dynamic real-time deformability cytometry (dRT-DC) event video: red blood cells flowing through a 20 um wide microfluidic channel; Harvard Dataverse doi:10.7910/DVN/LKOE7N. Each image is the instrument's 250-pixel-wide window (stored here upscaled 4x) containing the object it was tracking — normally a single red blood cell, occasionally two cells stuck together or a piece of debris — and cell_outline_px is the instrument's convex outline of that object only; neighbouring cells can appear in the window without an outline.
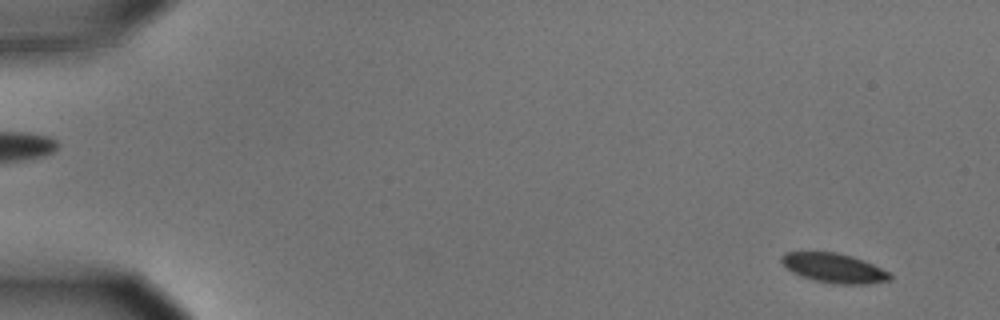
{"species": "common noctule bat (a hibernating species)", "species_latin": "Nyctalus noctula", "temperature_condition": "cold", "stored_images_in_passage": 52, "camera_frame_rate_fps": 3000, "um_per_image_px": 0.085, "animal": {"sex": "male", "body_mass_g": 15.6}, "frame": {"image": 1, "passage_image": 4, "time_ms": 1.0, "image_size_px": [1000, 320], "cell_outline_px": [[892, 276], [888, 280], [868, 284], [836, 284], [812, 280], [792, 272], [784, 268], [780, 260], [780, 256], [784, 252], [836, 252], [852, 256], [872, 264], [888, 272]], "centroid_in_image_um": [70.81, 22.78], "position_along_channel_um": 14.2, "area_um2": 18.61}}
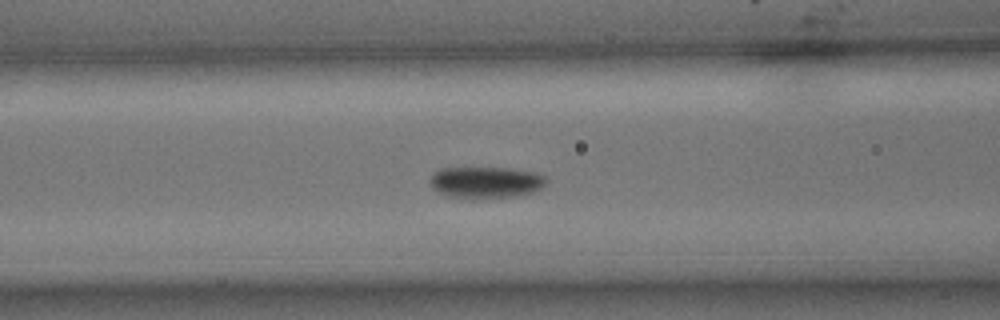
{"frame": {"image": 2, "passage_image": 24, "time_ms": 7.667, "image_size_px": [1000, 320], "cell_outline_px": [[548, 180], [540, 188], [532, 192], [520, 196], [472, 200], [448, 196], [432, 188], [432, 172], [440, 168], [512, 168], [536, 172], [544, 176]], "centroid_in_image_um": [41.31, 15.52], "position_along_channel_um": 125.3, "area_um2": 21.73}}
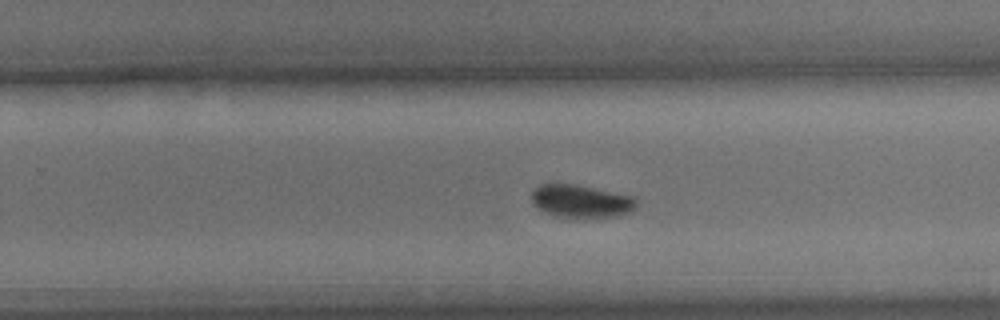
{"frame": {"image": 3, "passage_image": 37, "time_ms": 12.0, "image_size_px": [1000, 320], "cell_outline_px": [[636, 204], [632, 212], [620, 216], [576, 220], [572, 220], [556, 216], [544, 212], [532, 204], [532, 188], [540, 184], [576, 184], [636, 196]], "centroid_in_image_um": [49.4, 17.14], "position_along_channel_um": 280.4, "area_um2": 21.04}}